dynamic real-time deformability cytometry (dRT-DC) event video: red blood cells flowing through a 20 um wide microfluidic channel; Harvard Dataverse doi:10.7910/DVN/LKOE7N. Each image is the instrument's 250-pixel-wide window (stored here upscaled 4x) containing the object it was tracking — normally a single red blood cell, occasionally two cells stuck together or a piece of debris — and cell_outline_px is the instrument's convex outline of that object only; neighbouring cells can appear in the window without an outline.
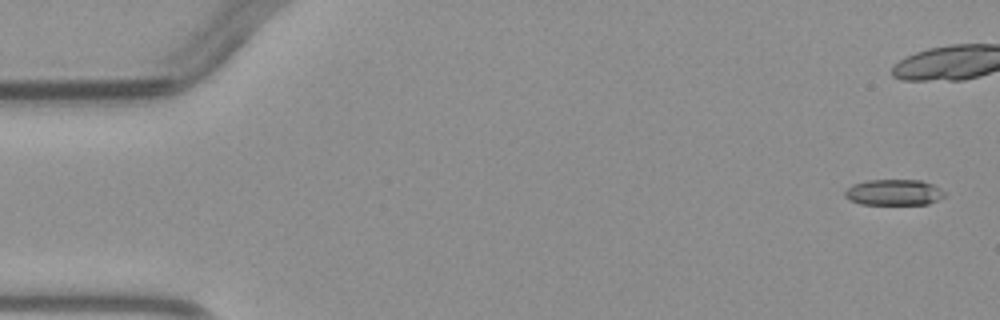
{"species": "common noctule bat (a hibernating species)", "species_latin": "Nyctalus noctula", "temperature_condition": "warm", "stored_images_in_passage": 6, "camera_frame_rate_fps": 3000, "um_per_image_px": 0.085, "animal": {"sex": "male", "body_mass_g": 23.1, "forearm_length_mm": 52.7}, "frame": {"image": 1, "passage_image": 1, "time_ms": 0.0, "image_size_px": [1000, 320], "cell_outline_px": [[944, 196], [928, 204], [860, 204], [848, 200], [844, 196], [844, 192], [852, 184], [868, 180], [920, 180], [932, 184], [940, 188], [944, 192]], "centroid_in_image_um": [75.94, 16.35], "position_along_channel_um": 9.1, "area_um2": 15.03}}
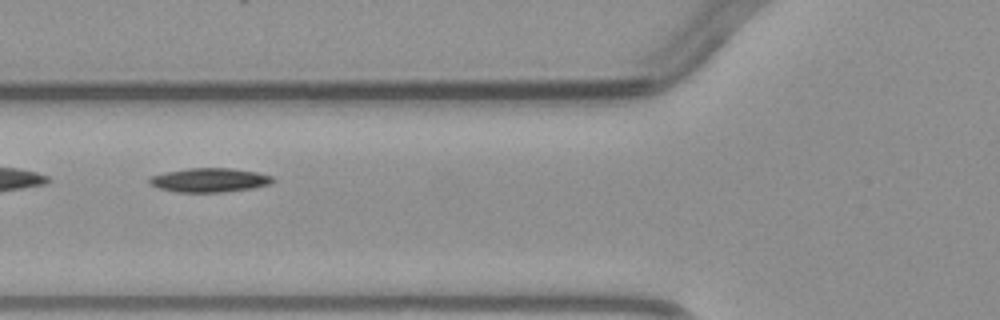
{"frame": {"image": 2, "passage_image": 6, "time_ms": 6.667, "image_size_px": [1000, 320], "cell_outline_px": [[276, 180], [268, 184], [252, 188], [224, 192], [176, 192], [160, 188], [148, 184], [148, 176], [188, 168], [228, 168], [256, 172], [272, 176]], "centroid_in_image_um": [17.77, 15.31], "position_along_channel_um": 108.0, "area_um2": 17.22}}